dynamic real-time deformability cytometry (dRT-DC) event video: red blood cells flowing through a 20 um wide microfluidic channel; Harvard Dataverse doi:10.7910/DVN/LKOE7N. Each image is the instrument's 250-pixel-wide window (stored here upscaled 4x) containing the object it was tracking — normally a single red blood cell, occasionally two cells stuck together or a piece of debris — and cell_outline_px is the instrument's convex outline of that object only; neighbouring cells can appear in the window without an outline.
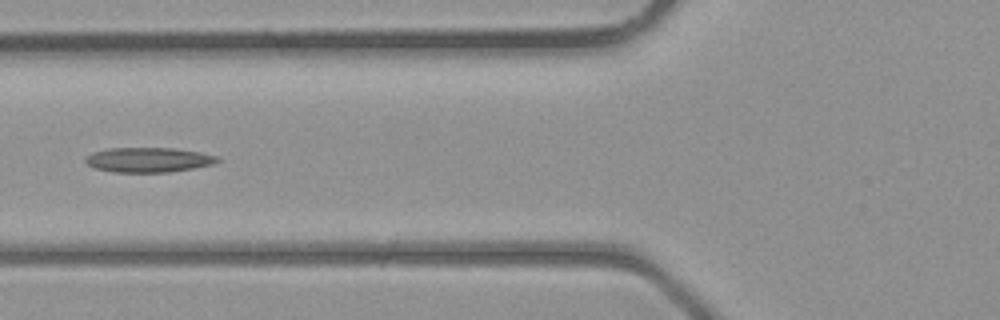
{"species": "common noctule bat (a hibernating species)", "species_latin": "Nyctalus noctula", "temperature_condition": "room temperature", "stored_images_in_passage": 4, "camera_frame_rate_fps": 3000, "um_per_image_px": 0.085, "animal": {"sex": "male", "body_mass_g": 23.1, "forearm_length_mm": 52.7}, "frame": {"image": 1, "passage_image": 4, "time_ms": 4.333, "image_size_px": [1000, 320], "cell_outline_px": [[220, 160], [212, 164], [172, 172], [112, 172], [92, 168], [84, 160], [92, 152], [108, 148], [172, 148], [200, 152], [216, 156]], "centroid_in_image_um": [12.57, 13.59], "position_along_channel_um": 113.2, "area_um2": 19.02}}